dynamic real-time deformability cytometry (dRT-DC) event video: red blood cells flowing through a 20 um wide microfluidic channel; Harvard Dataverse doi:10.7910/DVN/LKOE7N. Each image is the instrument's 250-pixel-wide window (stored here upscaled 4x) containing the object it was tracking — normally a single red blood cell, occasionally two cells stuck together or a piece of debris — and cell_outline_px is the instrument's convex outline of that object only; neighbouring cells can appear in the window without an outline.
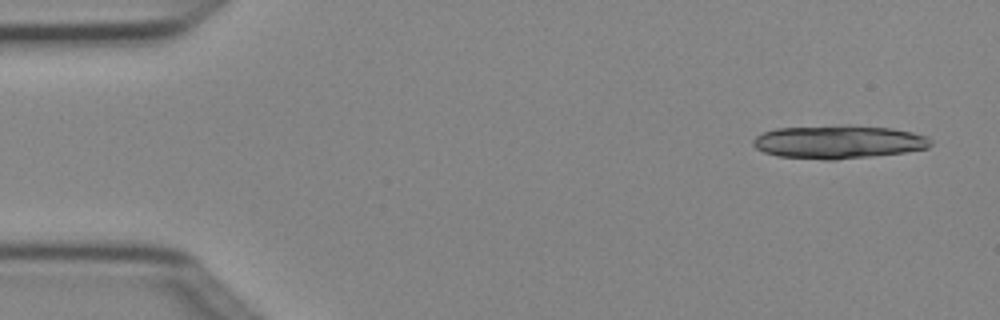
{"species": "Egyptian fruit bat (a non-hibernating species)", "species_latin": "Rousettus aegyptiacus", "temperature_condition": "cold", "stored_images_in_passage": 4, "camera_frame_rate_fps": 3000, "um_per_image_px": 0.085, "animal": {"sex": "female"}, "frame": {"image": 1, "passage_image": 1, "time_ms": 0.0, "image_size_px": [1000, 320], "cell_outline_px": [[932, 144], [928, 148], [904, 152], [872, 156], [836, 160], [824, 160], [776, 156], [764, 152], [756, 148], [752, 144], [752, 140], [756, 136], [764, 132], [776, 128], [844, 124], [848, 124], [892, 128], [912, 132], [928, 136], [932, 140]], "centroid_in_image_um": [71.27, 12.05], "position_along_channel_um": 13.7, "area_um2": 35.03}}